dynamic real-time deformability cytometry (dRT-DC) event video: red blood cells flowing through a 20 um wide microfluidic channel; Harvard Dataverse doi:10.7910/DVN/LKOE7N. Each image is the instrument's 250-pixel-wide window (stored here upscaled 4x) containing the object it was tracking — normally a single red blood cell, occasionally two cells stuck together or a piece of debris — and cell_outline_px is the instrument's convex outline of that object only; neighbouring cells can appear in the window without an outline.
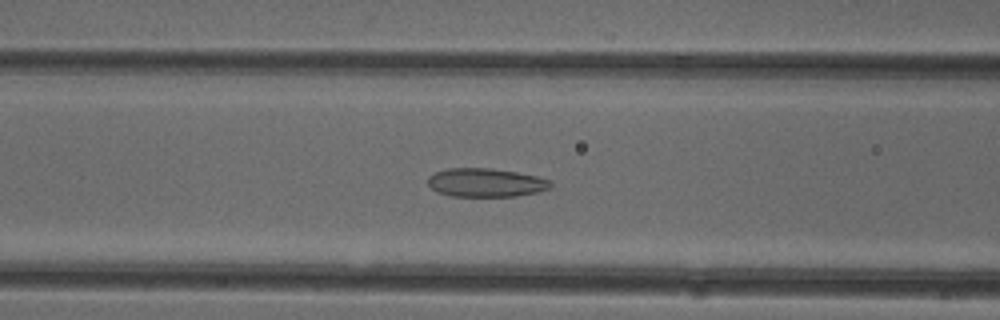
{"species": "common noctule bat (a hibernating species)", "species_latin": "Nyctalus noctula", "temperature_condition": "cold", "stored_images_in_passage": 52, "camera_frame_rate_fps": 3000, "um_per_image_px": 0.085, "animal": {"sex": "female"}, "frame": {"image": 1, "passage_image": 20, "time_ms": 6.333, "image_size_px": [1000, 320], "cell_outline_px": [[552, 184], [548, 188], [540, 192], [516, 196], [452, 196], [436, 192], [428, 184], [428, 176], [436, 172], [448, 168], [488, 168], [516, 172], [536, 176], [552, 180]], "centroid_in_image_um": [41.29, 15.52], "position_along_channel_um": 125.3, "area_um2": 20.46}}
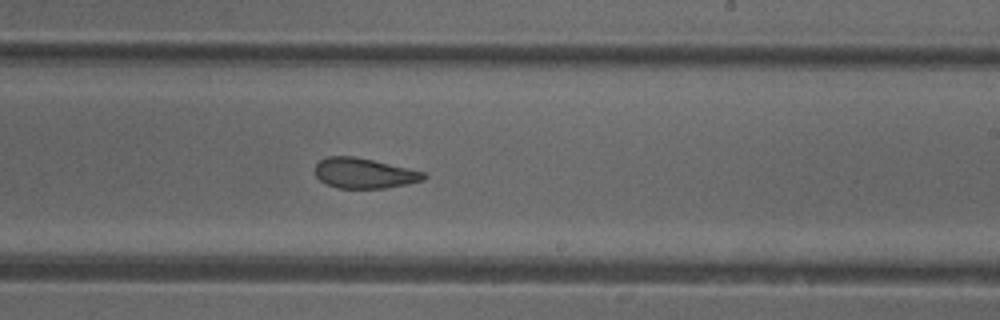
{"frame": {"image": 2, "passage_image": 30, "time_ms": 9.667, "image_size_px": [1000, 320], "cell_outline_px": [[428, 176], [424, 180], [408, 184], [384, 188], [336, 188], [324, 184], [316, 176], [316, 164], [320, 160], [328, 156], [352, 156], [372, 160], [424, 172]], "centroid_in_image_um": [30.94, 14.73], "position_along_channel_um": 258.1, "area_um2": 19.07}}
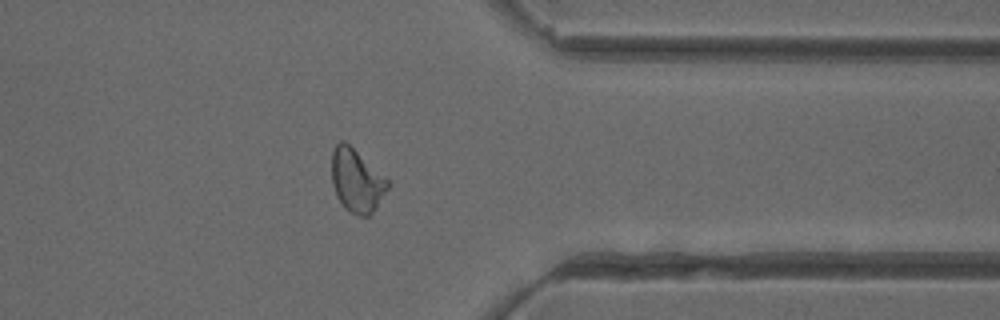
{"frame": {"image": 3, "passage_image": 40, "time_ms": 13.0, "image_size_px": [1000, 320], "cell_outline_px": [[388, 188], [376, 208], [368, 216], [356, 216], [348, 212], [344, 208], [336, 196], [332, 184], [332, 148], [340, 140], [344, 140], [388, 180]], "centroid_in_image_um": [30.28, 15.38], "position_along_channel_um": 381.1, "area_um2": 20.52}, "authors_computed_cell_mechanics": {"area_um2": 20.9236, "velocity_mm_per_s": 3.9824, "shape_relaxation_time_tau1_ms": null, "shape_relaxation_time_tau2_ms": 2.4408, "deformation_change_tau1": null, "deformation_change_tau2": 0.0932}}